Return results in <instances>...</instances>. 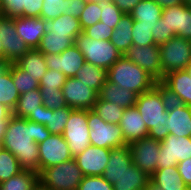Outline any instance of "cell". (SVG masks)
Here are the masks:
<instances>
[{
	"label": "cell",
	"mask_w": 191,
	"mask_h": 190,
	"mask_svg": "<svg viewBox=\"0 0 191 190\" xmlns=\"http://www.w3.org/2000/svg\"><path fill=\"white\" fill-rule=\"evenodd\" d=\"M155 26L138 25V21L133 22L132 28V46L157 45L154 42L151 31Z\"/></svg>",
	"instance_id": "40"
},
{
	"label": "cell",
	"mask_w": 191,
	"mask_h": 190,
	"mask_svg": "<svg viewBox=\"0 0 191 190\" xmlns=\"http://www.w3.org/2000/svg\"><path fill=\"white\" fill-rule=\"evenodd\" d=\"M46 117L47 107H45L44 105H40V110H38L35 114H30L27 120L46 125Z\"/></svg>",
	"instance_id": "54"
},
{
	"label": "cell",
	"mask_w": 191,
	"mask_h": 190,
	"mask_svg": "<svg viewBox=\"0 0 191 190\" xmlns=\"http://www.w3.org/2000/svg\"><path fill=\"white\" fill-rule=\"evenodd\" d=\"M101 14L102 10L98 3L87 0L86 6L79 17L82 30L99 22Z\"/></svg>",
	"instance_id": "41"
},
{
	"label": "cell",
	"mask_w": 191,
	"mask_h": 190,
	"mask_svg": "<svg viewBox=\"0 0 191 190\" xmlns=\"http://www.w3.org/2000/svg\"><path fill=\"white\" fill-rule=\"evenodd\" d=\"M46 31L65 34L66 36H70L74 41L76 37L83 32L79 18L68 16L66 14H62L55 19L48 20L46 22Z\"/></svg>",
	"instance_id": "28"
},
{
	"label": "cell",
	"mask_w": 191,
	"mask_h": 190,
	"mask_svg": "<svg viewBox=\"0 0 191 190\" xmlns=\"http://www.w3.org/2000/svg\"><path fill=\"white\" fill-rule=\"evenodd\" d=\"M87 0H66V15L79 18L86 6Z\"/></svg>",
	"instance_id": "50"
},
{
	"label": "cell",
	"mask_w": 191,
	"mask_h": 190,
	"mask_svg": "<svg viewBox=\"0 0 191 190\" xmlns=\"http://www.w3.org/2000/svg\"><path fill=\"white\" fill-rule=\"evenodd\" d=\"M149 180L150 176L132 163L113 184V190H144Z\"/></svg>",
	"instance_id": "24"
},
{
	"label": "cell",
	"mask_w": 191,
	"mask_h": 190,
	"mask_svg": "<svg viewBox=\"0 0 191 190\" xmlns=\"http://www.w3.org/2000/svg\"><path fill=\"white\" fill-rule=\"evenodd\" d=\"M50 135L44 124L12 115L6 126L2 148L16 156L23 170L39 173L38 144Z\"/></svg>",
	"instance_id": "1"
},
{
	"label": "cell",
	"mask_w": 191,
	"mask_h": 190,
	"mask_svg": "<svg viewBox=\"0 0 191 190\" xmlns=\"http://www.w3.org/2000/svg\"><path fill=\"white\" fill-rule=\"evenodd\" d=\"M184 3H185L188 7H191V0H184Z\"/></svg>",
	"instance_id": "63"
},
{
	"label": "cell",
	"mask_w": 191,
	"mask_h": 190,
	"mask_svg": "<svg viewBox=\"0 0 191 190\" xmlns=\"http://www.w3.org/2000/svg\"><path fill=\"white\" fill-rule=\"evenodd\" d=\"M113 28L108 27L101 21L97 22L93 26L87 27L83 30V33L89 38L95 40H111Z\"/></svg>",
	"instance_id": "47"
},
{
	"label": "cell",
	"mask_w": 191,
	"mask_h": 190,
	"mask_svg": "<svg viewBox=\"0 0 191 190\" xmlns=\"http://www.w3.org/2000/svg\"><path fill=\"white\" fill-rule=\"evenodd\" d=\"M61 90L66 105L72 109H93L99 95L75 77L67 78Z\"/></svg>",
	"instance_id": "13"
},
{
	"label": "cell",
	"mask_w": 191,
	"mask_h": 190,
	"mask_svg": "<svg viewBox=\"0 0 191 190\" xmlns=\"http://www.w3.org/2000/svg\"><path fill=\"white\" fill-rule=\"evenodd\" d=\"M66 79L67 77L62 72L47 69L39 81V89H62Z\"/></svg>",
	"instance_id": "45"
},
{
	"label": "cell",
	"mask_w": 191,
	"mask_h": 190,
	"mask_svg": "<svg viewBox=\"0 0 191 190\" xmlns=\"http://www.w3.org/2000/svg\"><path fill=\"white\" fill-rule=\"evenodd\" d=\"M44 0H28L27 9H24V17H40Z\"/></svg>",
	"instance_id": "52"
},
{
	"label": "cell",
	"mask_w": 191,
	"mask_h": 190,
	"mask_svg": "<svg viewBox=\"0 0 191 190\" xmlns=\"http://www.w3.org/2000/svg\"><path fill=\"white\" fill-rule=\"evenodd\" d=\"M40 105H43L40 89L31 90L27 93L20 94L12 115L27 119L30 114H35L40 110Z\"/></svg>",
	"instance_id": "30"
},
{
	"label": "cell",
	"mask_w": 191,
	"mask_h": 190,
	"mask_svg": "<svg viewBox=\"0 0 191 190\" xmlns=\"http://www.w3.org/2000/svg\"><path fill=\"white\" fill-rule=\"evenodd\" d=\"M66 0H44L40 18L45 21L55 19L66 13Z\"/></svg>",
	"instance_id": "42"
},
{
	"label": "cell",
	"mask_w": 191,
	"mask_h": 190,
	"mask_svg": "<svg viewBox=\"0 0 191 190\" xmlns=\"http://www.w3.org/2000/svg\"><path fill=\"white\" fill-rule=\"evenodd\" d=\"M191 157V138L169 134L160 141L157 169L177 166L178 162Z\"/></svg>",
	"instance_id": "9"
},
{
	"label": "cell",
	"mask_w": 191,
	"mask_h": 190,
	"mask_svg": "<svg viewBox=\"0 0 191 190\" xmlns=\"http://www.w3.org/2000/svg\"><path fill=\"white\" fill-rule=\"evenodd\" d=\"M15 63L37 82L41 80L47 71L45 56L38 49H30Z\"/></svg>",
	"instance_id": "25"
},
{
	"label": "cell",
	"mask_w": 191,
	"mask_h": 190,
	"mask_svg": "<svg viewBox=\"0 0 191 190\" xmlns=\"http://www.w3.org/2000/svg\"><path fill=\"white\" fill-rule=\"evenodd\" d=\"M169 134L175 136H189L191 130V106L170 101L168 108Z\"/></svg>",
	"instance_id": "20"
},
{
	"label": "cell",
	"mask_w": 191,
	"mask_h": 190,
	"mask_svg": "<svg viewBox=\"0 0 191 190\" xmlns=\"http://www.w3.org/2000/svg\"><path fill=\"white\" fill-rule=\"evenodd\" d=\"M28 0H0V15L5 17H22L27 9Z\"/></svg>",
	"instance_id": "43"
},
{
	"label": "cell",
	"mask_w": 191,
	"mask_h": 190,
	"mask_svg": "<svg viewBox=\"0 0 191 190\" xmlns=\"http://www.w3.org/2000/svg\"><path fill=\"white\" fill-rule=\"evenodd\" d=\"M77 190H113V185L102 176H84Z\"/></svg>",
	"instance_id": "46"
},
{
	"label": "cell",
	"mask_w": 191,
	"mask_h": 190,
	"mask_svg": "<svg viewBox=\"0 0 191 190\" xmlns=\"http://www.w3.org/2000/svg\"><path fill=\"white\" fill-rule=\"evenodd\" d=\"M85 57V62L108 70L123 55L110 40H95L81 32L74 43Z\"/></svg>",
	"instance_id": "5"
},
{
	"label": "cell",
	"mask_w": 191,
	"mask_h": 190,
	"mask_svg": "<svg viewBox=\"0 0 191 190\" xmlns=\"http://www.w3.org/2000/svg\"><path fill=\"white\" fill-rule=\"evenodd\" d=\"M110 150L89 145L74 157L83 176H102L109 161Z\"/></svg>",
	"instance_id": "17"
},
{
	"label": "cell",
	"mask_w": 191,
	"mask_h": 190,
	"mask_svg": "<svg viewBox=\"0 0 191 190\" xmlns=\"http://www.w3.org/2000/svg\"><path fill=\"white\" fill-rule=\"evenodd\" d=\"M186 70H187V72L189 73V75L191 77V63L188 65Z\"/></svg>",
	"instance_id": "64"
},
{
	"label": "cell",
	"mask_w": 191,
	"mask_h": 190,
	"mask_svg": "<svg viewBox=\"0 0 191 190\" xmlns=\"http://www.w3.org/2000/svg\"><path fill=\"white\" fill-rule=\"evenodd\" d=\"M133 22L130 14H124L113 30L110 41L122 55L132 47Z\"/></svg>",
	"instance_id": "27"
},
{
	"label": "cell",
	"mask_w": 191,
	"mask_h": 190,
	"mask_svg": "<svg viewBox=\"0 0 191 190\" xmlns=\"http://www.w3.org/2000/svg\"><path fill=\"white\" fill-rule=\"evenodd\" d=\"M141 0H113L117 8H119L124 14H130L132 9Z\"/></svg>",
	"instance_id": "53"
},
{
	"label": "cell",
	"mask_w": 191,
	"mask_h": 190,
	"mask_svg": "<svg viewBox=\"0 0 191 190\" xmlns=\"http://www.w3.org/2000/svg\"><path fill=\"white\" fill-rule=\"evenodd\" d=\"M119 126L122 129L126 145L148 137L149 131L141 114L135 106L124 109Z\"/></svg>",
	"instance_id": "19"
},
{
	"label": "cell",
	"mask_w": 191,
	"mask_h": 190,
	"mask_svg": "<svg viewBox=\"0 0 191 190\" xmlns=\"http://www.w3.org/2000/svg\"><path fill=\"white\" fill-rule=\"evenodd\" d=\"M32 190H49L47 187L43 186L39 181L37 184L32 188Z\"/></svg>",
	"instance_id": "60"
},
{
	"label": "cell",
	"mask_w": 191,
	"mask_h": 190,
	"mask_svg": "<svg viewBox=\"0 0 191 190\" xmlns=\"http://www.w3.org/2000/svg\"><path fill=\"white\" fill-rule=\"evenodd\" d=\"M124 56L144 69L158 83L164 79L159 45L132 46Z\"/></svg>",
	"instance_id": "12"
},
{
	"label": "cell",
	"mask_w": 191,
	"mask_h": 190,
	"mask_svg": "<svg viewBox=\"0 0 191 190\" xmlns=\"http://www.w3.org/2000/svg\"><path fill=\"white\" fill-rule=\"evenodd\" d=\"M0 40L3 44L4 59L10 63L17 62L30 50L17 35L14 18L0 15Z\"/></svg>",
	"instance_id": "14"
},
{
	"label": "cell",
	"mask_w": 191,
	"mask_h": 190,
	"mask_svg": "<svg viewBox=\"0 0 191 190\" xmlns=\"http://www.w3.org/2000/svg\"><path fill=\"white\" fill-rule=\"evenodd\" d=\"M74 43L75 41L70 36L46 31L44 36L41 38L40 45L37 49L44 55L60 54L67 48L71 47Z\"/></svg>",
	"instance_id": "31"
},
{
	"label": "cell",
	"mask_w": 191,
	"mask_h": 190,
	"mask_svg": "<svg viewBox=\"0 0 191 190\" xmlns=\"http://www.w3.org/2000/svg\"><path fill=\"white\" fill-rule=\"evenodd\" d=\"M108 80L140 95L153 89L158 82L144 69L127 59L124 55L108 70Z\"/></svg>",
	"instance_id": "3"
},
{
	"label": "cell",
	"mask_w": 191,
	"mask_h": 190,
	"mask_svg": "<svg viewBox=\"0 0 191 190\" xmlns=\"http://www.w3.org/2000/svg\"><path fill=\"white\" fill-rule=\"evenodd\" d=\"M137 96L138 95L133 91L121 88L119 85L110 82L108 79L98 95L101 100L111 103L115 102L124 109L134 107Z\"/></svg>",
	"instance_id": "22"
},
{
	"label": "cell",
	"mask_w": 191,
	"mask_h": 190,
	"mask_svg": "<svg viewBox=\"0 0 191 190\" xmlns=\"http://www.w3.org/2000/svg\"><path fill=\"white\" fill-rule=\"evenodd\" d=\"M159 84L172 101L191 106V77L186 69L167 73Z\"/></svg>",
	"instance_id": "16"
},
{
	"label": "cell",
	"mask_w": 191,
	"mask_h": 190,
	"mask_svg": "<svg viewBox=\"0 0 191 190\" xmlns=\"http://www.w3.org/2000/svg\"><path fill=\"white\" fill-rule=\"evenodd\" d=\"M95 111L105 122L112 124H119L124 108L118 104L101 100L99 97L92 109Z\"/></svg>",
	"instance_id": "35"
},
{
	"label": "cell",
	"mask_w": 191,
	"mask_h": 190,
	"mask_svg": "<svg viewBox=\"0 0 191 190\" xmlns=\"http://www.w3.org/2000/svg\"><path fill=\"white\" fill-rule=\"evenodd\" d=\"M132 163V156L128 145L112 148L102 177L113 185Z\"/></svg>",
	"instance_id": "21"
},
{
	"label": "cell",
	"mask_w": 191,
	"mask_h": 190,
	"mask_svg": "<svg viewBox=\"0 0 191 190\" xmlns=\"http://www.w3.org/2000/svg\"><path fill=\"white\" fill-rule=\"evenodd\" d=\"M12 116V111L0 103V121H8Z\"/></svg>",
	"instance_id": "56"
},
{
	"label": "cell",
	"mask_w": 191,
	"mask_h": 190,
	"mask_svg": "<svg viewBox=\"0 0 191 190\" xmlns=\"http://www.w3.org/2000/svg\"><path fill=\"white\" fill-rule=\"evenodd\" d=\"M10 66V62L6 59L0 60V74Z\"/></svg>",
	"instance_id": "59"
},
{
	"label": "cell",
	"mask_w": 191,
	"mask_h": 190,
	"mask_svg": "<svg viewBox=\"0 0 191 190\" xmlns=\"http://www.w3.org/2000/svg\"><path fill=\"white\" fill-rule=\"evenodd\" d=\"M162 8L184 4V0H153Z\"/></svg>",
	"instance_id": "55"
},
{
	"label": "cell",
	"mask_w": 191,
	"mask_h": 190,
	"mask_svg": "<svg viewBox=\"0 0 191 190\" xmlns=\"http://www.w3.org/2000/svg\"><path fill=\"white\" fill-rule=\"evenodd\" d=\"M7 123H8V121H0V143H2V141H3Z\"/></svg>",
	"instance_id": "57"
},
{
	"label": "cell",
	"mask_w": 191,
	"mask_h": 190,
	"mask_svg": "<svg viewBox=\"0 0 191 190\" xmlns=\"http://www.w3.org/2000/svg\"><path fill=\"white\" fill-rule=\"evenodd\" d=\"M107 75L106 69L85 63L83 67L78 70L75 78L99 94L104 83L107 81Z\"/></svg>",
	"instance_id": "29"
},
{
	"label": "cell",
	"mask_w": 191,
	"mask_h": 190,
	"mask_svg": "<svg viewBox=\"0 0 191 190\" xmlns=\"http://www.w3.org/2000/svg\"><path fill=\"white\" fill-rule=\"evenodd\" d=\"M163 76L171 71L187 69L191 63V41L179 36L159 45Z\"/></svg>",
	"instance_id": "7"
},
{
	"label": "cell",
	"mask_w": 191,
	"mask_h": 190,
	"mask_svg": "<svg viewBox=\"0 0 191 190\" xmlns=\"http://www.w3.org/2000/svg\"><path fill=\"white\" fill-rule=\"evenodd\" d=\"M23 169L16 156L9 150H0V184L9 178L19 174Z\"/></svg>",
	"instance_id": "36"
},
{
	"label": "cell",
	"mask_w": 191,
	"mask_h": 190,
	"mask_svg": "<svg viewBox=\"0 0 191 190\" xmlns=\"http://www.w3.org/2000/svg\"><path fill=\"white\" fill-rule=\"evenodd\" d=\"M183 14V4L163 8L162 18L164 19L169 31H173L176 36L181 35V21Z\"/></svg>",
	"instance_id": "38"
},
{
	"label": "cell",
	"mask_w": 191,
	"mask_h": 190,
	"mask_svg": "<svg viewBox=\"0 0 191 190\" xmlns=\"http://www.w3.org/2000/svg\"><path fill=\"white\" fill-rule=\"evenodd\" d=\"M83 177L74 158L38 173V181L49 190H77Z\"/></svg>",
	"instance_id": "4"
},
{
	"label": "cell",
	"mask_w": 191,
	"mask_h": 190,
	"mask_svg": "<svg viewBox=\"0 0 191 190\" xmlns=\"http://www.w3.org/2000/svg\"><path fill=\"white\" fill-rule=\"evenodd\" d=\"M39 172L64 161L73 159L68 143L62 135L51 134L38 144Z\"/></svg>",
	"instance_id": "11"
},
{
	"label": "cell",
	"mask_w": 191,
	"mask_h": 190,
	"mask_svg": "<svg viewBox=\"0 0 191 190\" xmlns=\"http://www.w3.org/2000/svg\"><path fill=\"white\" fill-rule=\"evenodd\" d=\"M44 56L47 69L62 72L67 78L75 77L78 70L86 63L84 55L75 44L60 54Z\"/></svg>",
	"instance_id": "15"
},
{
	"label": "cell",
	"mask_w": 191,
	"mask_h": 190,
	"mask_svg": "<svg viewBox=\"0 0 191 190\" xmlns=\"http://www.w3.org/2000/svg\"><path fill=\"white\" fill-rule=\"evenodd\" d=\"M43 105L52 110L66 107L61 89H40Z\"/></svg>",
	"instance_id": "44"
},
{
	"label": "cell",
	"mask_w": 191,
	"mask_h": 190,
	"mask_svg": "<svg viewBox=\"0 0 191 190\" xmlns=\"http://www.w3.org/2000/svg\"><path fill=\"white\" fill-rule=\"evenodd\" d=\"M89 131L87 110L73 109L62 134L68 143L73 158L91 145Z\"/></svg>",
	"instance_id": "8"
},
{
	"label": "cell",
	"mask_w": 191,
	"mask_h": 190,
	"mask_svg": "<svg viewBox=\"0 0 191 190\" xmlns=\"http://www.w3.org/2000/svg\"><path fill=\"white\" fill-rule=\"evenodd\" d=\"M128 146L133 164L148 176H151L157 170L160 141L148 136Z\"/></svg>",
	"instance_id": "10"
},
{
	"label": "cell",
	"mask_w": 191,
	"mask_h": 190,
	"mask_svg": "<svg viewBox=\"0 0 191 190\" xmlns=\"http://www.w3.org/2000/svg\"><path fill=\"white\" fill-rule=\"evenodd\" d=\"M89 1L94 2V3H101L103 1L112 2L113 0H89Z\"/></svg>",
	"instance_id": "62"
},
{
	"label": "cell",
	"mask_w": 191,
	"mask_h": 190,
	"mask_svg": "<svg viewBox=\"0 0 191 190\" xmlns=\"http://www.w3.org/2000/svg\"><path fill=\"white\" fill-rule=\"evenodd\" d=\"M150 180L163 190H190L178 173L177 166L157 169Z\"/></svg>",
	"instance_id": "26"
},
{
	"label": "cell",
	"mask_w": 191,
	"mask_h": 190,
	"mask_svg": "<svg viewBox=\"0 0 191 190\" xmlns=\"http://www.w3.org/2000/svg\"><path fill=\"white\" fill-rule=\"evenodd\" d=\"M19 96L20 94L12 80V63H10V66L0 74V103L13 111Z\"/></svg>",
	"instance_id": "32"
},
{
	"label": "cell",
	"mask_w": 191,
	"mask_h": 190,
	"mask_svg": "<svg viewBox=\"0 0 191 190\" xmlns=\"http://www.w3.org/2000/svg\"><path fill=\"white\" fill-rule=\"evenodd\" d=\"M46 22L40 17H15L14 24L17 35L30 49H37L41 38L46 33Z\"/></svg>",
	"instance_id": "18"
},
{
	"label": "cell",
	"mask_w": 191,
	"mask_h": 190,
	"mask_svg": "<svg viewBox=\"0 0 191 190\" xmlns=\"http://www.w3.org/2000/svg\"><path fill=\"white\" fill-rule=\"evenodd\" d=\"M177 169L185 185L191 189V157L178 162Z\"/></svg>",
	"instance_id": "51"
},
{
	"label": "cell",
	"mask_w": 191,
	"mask_h": 190,
	"mask_svg": "<svg viewBox=\"0 0 191 190\" xmlns=\"http://www.w3.org/2000/svg\"><path fill=\"white\" fill-rule=\"evenodd\" d=\"M87 122L92 146L112 149L126 145L119 124L105 122L92 109L87 110Z\"/></svg>",
	"instance_id": "6"
},
{
	"label": "cell",
	"mask_w": 191,
	"mask_h": 190,
	"mask_svg": "<svg viewBox=\"0 0 191 190\" xmlns=\"http://www.w3.org/2000/svg\"><path fill=\"white\" fill-rule=\"evenodd\" d=\"M3 59H4L3 44L2 41L0 40V60Z\"/></svg>",
	"instance_id": "61"
},
{
	"label": "cell",
	"mask_w": 191,
	"mask_h": 190,
	"mask_svg": "<svg viewBox=\"0 0 191 190\" xmlns=\"http://www.w3.org/2000/svg\"><path fill=\"white\" fill-rule=\"evenodd\" d=\"M12 80L19 94H24L39 88V82L27 74L16 63H12Z\"/></svg>",
	"instance_id": "37"
},
{
	"label": "cell",
	"mask_w": 191,
	"mask_h": 190,
	"mask_svg": "<svg viewBox=\"0 0 191 190\" xmlns=\"http://www.w3.org/2000/svg\"><path fill=\"white\" fill-rule=\"evenodd\" d=\"M38 182V173L22 170L19 174L0 184V190H32Z\"/></svg>",
	"instance_id": "33"
},
{
	"label": "cell",
	"mask_w": 191,
	"mask_h": 190,
	"mask_svg": "<svg viewBox=\"0 0 191 190\" xmlns=\"http://www.w3.org/2000/svg\"><path fill=\"white\" fill-rule=\"evenodd\" d=\"M191 41V7L183 4V14L181 21V35L179 36Z\"/></svg>",
	"instance_id": "49"
},
{
	"label": "cell",
	"mask_w": 191,
	"mask_h": 190,
	"mask_svg": "<svg viewBox=\"0 0 191 190\" xmlns=\"http://www.w3.org/2000/svg\"><path fill=\"white\" fill-rule=\"evenodd\" d=\"M163 8L153 0H141L130 15L138 25L155 26L162 16Z\"/></svg>",
	"instance_id": "23"
},
{
	"label": "cell",
	"mask_w": 191,
	"mask_h": 190,
	"mask_svg": "<svg viewBox=\"0 0 191 190\" xmlns=\"http://www.w3.org/2000/svg\"><path fill=\"white\" fill-rule=\"evenodd\" d=\"M170 101L166 90L159 83L150 91L137 96L135 107L146 124L148 136L155 140L162 141L169 135L167 108Z\"/></svg>",
	"instance_id": "2"
},
{
	"label": "cell",
	"mask_w": 191,
	"mask_h": 190,
	"mask_svg": "<svg viewBox=\"0 0 191 190\" xmlns=\"http://www.w3.org/2000/svg\"><path fill=\"white\" fill-rule=\"evenodd\" d=\"M72 110L73 109L68 106L56 110L47 108L45 127L51 134L62 135Z\"/></svg>",
	"instance_id": "34"
},
{
	"label": "cell",
	"mask_w": 191,
	"mask_h": 190,
	"mask_svg": "<svg viewBox=\"0 0 191 190\" xmlns=\"http://www.w3.org/2000/svg\"><path fill=\"white\" fill-rule=\"evenodd\" d=\"M98 5L102 10L100 21L108 27L115 29L116 25L120 22L124 13L116 7L113 1H103L101 3H98Z\"/></svg>",
	"instance_id": "39"
},
{
	"label": "cell",
	"mask_w": 191,
	"mask_h": 190,
	"mask_svg": "<svg viewBox=\"0 0 191 190\" xmlns=\"http://www.w3.org/2000/svg\"><path fill=\"white\" fill-rule=\"evenodd\" d=\"M144 190H163V189H161V187H159L158 185L153 183L151 180H149Z\"/></svg>",
	"instance_id": "58"
},
{
	"label": "cell",
	"mask_w": 191,
	"mask_h": 190,
	"mask_svg": "<svg viewBox=\"0 0 191 190\" xmlns=\"http://www.w3.org/2000/svg\"><path fill=\"white\" fill-rule=\"evenodd\" d=\"M151 33L153 35L154 42L157 45H161L176 36L173 31H169V28L162 17L157 21L154 31L152 30Z\"/></svg>",
	"instance_id": "48"
}]
</instances>
